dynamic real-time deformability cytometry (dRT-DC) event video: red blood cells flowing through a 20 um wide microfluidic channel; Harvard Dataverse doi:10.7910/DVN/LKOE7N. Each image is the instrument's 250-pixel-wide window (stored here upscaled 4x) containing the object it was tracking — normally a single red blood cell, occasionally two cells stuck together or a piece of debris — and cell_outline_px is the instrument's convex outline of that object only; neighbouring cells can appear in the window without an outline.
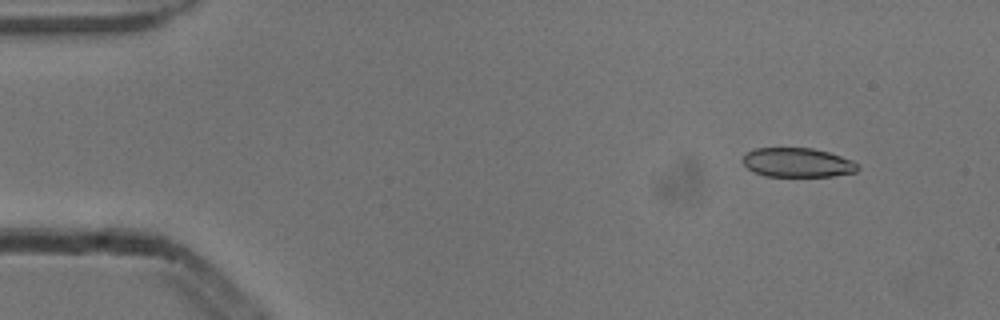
{"species": "common noctule bat (a hibernating species)", "species_latin": "Nyctalus noctula", "temperature_condition": "cold", "stored_images_in_passage": 3, "camera_frame_rate_fps": 3000, "um_per_image_px": 0.085, "animal": {"sex": "male", "body_mass_g": 13.3}, "frame": {"image": 1, "passage_image": 1, "time_ms": 0.0, "image_size_px": [1000, 320], "cell_outline_px": [[860, 168], [856, 172], [832, 176], [764, 176], [752, 172], [740, 160], [748, 152], [756, 148], [812, 148], [828, 152], [852, 160]], "centroid_in_image_um": [67.76, 13.82], "position_along_channel_um": 17.2, "area_um2": 19.59}}
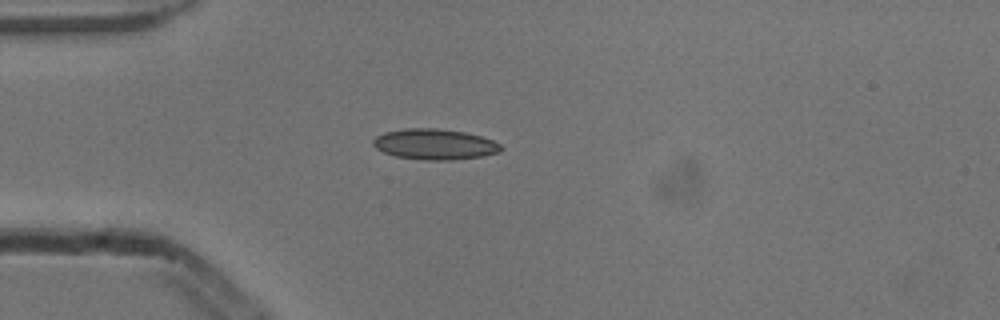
{"frame": {"image": 2, "passage_image": 3, "time_ms": 0.667, "image_size_px": [1000, 320], "cell_outline_px": [[504, 148], [500, 152], [480, 156], [452, 160], [424, 160], [396, 156], [384, 152], [376, 148], [372, 144], [372, 140], [376, 136], [384, 132], [408, 128], [436, 128], [464, 132], [480, 136], [492, 140], [500, 144]], "centroid_in_image_um": [36.94, 12.26], "position_along_channel_um": 48.1, "area_um2": 22.77}}